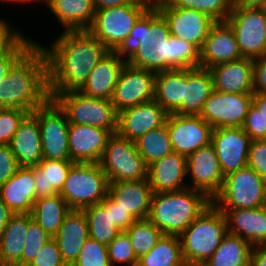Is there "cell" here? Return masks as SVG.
<instances>
[{"label": "cell", "instance_id": "23", "mask_svg": "<svg viewBox=\"0 0 266 266\" xmlns=\"http://www.w3.org/2000/svg\"><path fill=\"white\" fill-rule=\"evenodd\" d=\"M187 174V157L173 151L148 166L147 179L153 193L180 191Z\"/></svg>", "mask_w": 266, "mask_h": 266}, {"label": "cell", "instance_id": "4", "mask_svg": "<svg viewBox=\"0 0 266 266\" xmlns=\"http://www.w3.org/2000/svg\"><path fill=\"white\" fill-rule=\"evenodd\" d=\"M211 203L203 192L190 187L153 193L148 219L164 234L180 235Z\"/></svg>", "mask_w": 266, "mask_h": 266}, {"label": "cell", "instance_id": "59", "mask_svg": "<svg viewBox=\"0 0 266 266\" xmlns=\"http://www.w3.org/2000/svg\"><path fill=\"white\" fill-rule=\"evenodd\" d=\"M266 0H233V7H263Z\"/></svg>", "mask_w": 266, "mask_h": 266}, {"label": "cell", "instance_id": "27", "mask_svg": "<svg viewBox=\"0 0 266 266\" xmlns=\"http://www.w3.org/2000/svg\"><path fill=\"white\" fill-rule=\"evenodd\" d=\"M88 237V221L84 211L71 209L53 236L67 266H71L76 261Z\"/></svg>", "mask_w": 266, "mask_h": 266}, {"label": "cell", "instance_id": "35", "mask_svg": "<svg viewBox=\"0 0 266 266\" xmlns=\"http://www.w3.org/2000/svg\"><path fill=\"white\" fill-rule=\"evenodd\" d=\"M253 246L245 239L227 233L206 266H250Z\"/></svg>", "mask_w": 266, "mask_h": 266}, {"label": "cell", "instance_id": "48", "mask_svg": "<svg viewBox=\"0 0 266 266\" xmlns=\"http://www.w3.org/2000/svg\"><path fill=\"white\" fill-rule=\"evenodd\" d=\"M242 128L251 141L266 139V118L253 104L248 108Z\"/></svg>", "mask_w": 266, "mask_h": 266}, {"label": "cell", "instance_id": "49", "mask_svg": "<svg viewBox=\"0 0 266 266\" xmlns=\"http://www.w3.org/2000/svg\"><path fill=\"white\" fill-rule=\"evenodd\" d=\"M27 266H67L55 239L52 237L42 246L37 256Z\"/></svg>", "mask_w": 266, "mask_h": 266}, {"label": "cell", "instance_id": "41", "mask_svg": "<svg viewBox=\"0 0 266 266\" xmlns=\"http://www.w3.org/2000/svg\"><path fill=\"white\" fill-rule=\"evenodd\" d=\"M169 7H185L198 10L216 22L226 21L233 10V0H161Z\"/></svg>", "mask_w": 266, "mask_h": 266}, {"label": "cell", "instance_id": "31", "mask_svg": "<svg viewBox=\"0 0 266 266\" xmlns=\"http://www.w3.org/2000/svg\"><path fill=\"white\" fill-rule=\"evenodd\" d=\"M47 6L64 31L87 30L96 13L93 0H49Z\"/></svg>", "mask_w": 266, "mask_h": 266}, {"label": "cell", "instance_id": "29", "mask_svg": "<svg viewBox=\"0 0 266 266\" xmlns=\"http://www.w3.org/2000/svg\"><path fill=\"white\" fill-rule=\"evenodd\" d=\"M9 146L19 166L31 167L43 159L40 128L32 113L22 120Z\"/></svg>", "mask_w": 266, "mask_h": 266}, {"label": "cell", "instance_id": "33", "mask_svg": "<svg viewBox=\"0 0 266 266\" xmlns=\"http://www.w3.org/2000/svg\"><path fill=\"white\" fill-rule=\"evenodd\" d=\"M74 163L73 161L42 159L37 165L31 166L34 170L36 200L58 194Z\"/></svg>", "mask_w": 266, "mask_h": 266}, {"label": "cell", "instance_id": "50", "mask_svg": "<svg viewBox=\"0 0 266 266\" xmlns=\"http://www.w3.org/2000/svg\"><path fill=\"white\" fill-rule=\"evenodd\" d=\"M247 166L266 180V139L250 142Z\"/></svg>", "mask_w": 266, "mask_h": 266}, {"label": "cell", "instance_id": "2", "mask_svg": "<svg viewBox=\"0 0 266 266\" xmlns=\"http://www.w3.org/2000/svg\"><path fill=\"white\" fill-rule=\"evenodd\" d=\"M50 99L48 61L44 48L33 42L10 66L0 85V108L32 113Z\"/></svg>", "mask_w": 266, "mask_h": 266}, {"label": "cell", "instance_id": "21", "mask_svg": "<svg viewBox=\"0 0 266 266\" xmlns=\"http://www.w3.org/2000/svg\"><path fill=\"white\" fill-rule=\"evenodd\" d=\"M112 133L99 127L69 123V151L73 162L99 163Z\"/></svg>", "mask_w": 266, "mask_h": 266}, {"label": "cell", "instance_id": "26", "mask_svg": "<svg viewBox=\"0 0 266 266\" xmlns=\"http://www.w3.org/2000/svg\"><path fill=\"white\" fill-rule=\"evenodd\" d=\"M108 195L136 220L148 218L153 195L148 179L109 183Z\"/></svg>", "mask_w": 266, "mask_h": 266}, {"label": "cell", "instance_id": "28", "mask_svg": "<svg viewBox=\"0 0 266 266\" xmlns=\"http://www.w3.org/2000/svg\"><path fill=\"white\" fill-rule=\"evenodd\" d=\"M0 199L16 214L31 213L36 201L32 167L20 166L0 187Z\"/></svg>", "mask_w": 266, "mask_h": 266}, {"label": "cell", "instance_id": "45", "mask_svg": "<svg viewBox=\"0 0 266 266\" xmlns=\"http://www.w3.org/2000/svg\"><path fill=\"white\" fill-rule=\"evenodd\" d=\"M33 40L24 38L18 33L4 48L0 50V85L9 74L12 63L33 43Z\"/></svg>", "mask_w": 266, "mask_h": 266}, {"label": "cell", "instance_id": "11", "mask_svg": "<svg viewBox=\"0 0 266 266\" xmlns=\"http://www.w3.org/2000/svg\"><path fill=\"white\" fill-rule=\"evenodd\" d=\"M32 114L40 128L43 159L71 161L66 113L53 99H49Z\"/></svg>", "mask_w": 266, "mask_h": 266}, {"label": "cell", "instance_id": "57", "mask_svg": "<svg viewBox=\"0 0 266 266\" xmlns=\"http://www.w3.org/2000/svg\"><path fill=\"white\" fill-rule=\"evenodd\" d=\"M133 0H93L96 10L112 8L131 3Z\"/></svg>", "mask_w": 266, "mask_h": 266}, {"label": "cell", "instance_id": "54", "mask_svg": "<svg viewBox=\"0 0 266 266\" xmlns=\"http://www.w3.org/2000/svg\"><path fill=\"white\" fill-rule=\"evenodd\" d=\"M7 24L6 21L0 19V50L4 48L18 33Z\"/></svg>", "mask_w": 266, "mask_h": 266}, {"label": "cell", "instance_id": "32", "mask_svg": "<svg viewBox=\"0 0 266 266\" xmlns=\"http://www.w3.org/2000/svg\"><path fill=\"white\" fill-rule=\"evenodd\" d=\"M27 230L28 213L14 214L0 240V266H22Z\"/></svg>", "mask_w": 266, "mask_h": 266}, {"label": "cell", "instance_id": "46", "mask_svg": "<svg viewBox=\"0 0 266 266\" xmlns=\"http://www.w3.org/2000/svg\"><path fill=\"white\" fill-rule=\"evenodd\" d=\"M29 113L22 109L0 108V144H9L20 123Z\"/></svg>", "mask_w": 266, "mask_h": 266}, {"label": "cell", "instance_id": "37", "mask_svg": "<svg viewBox=\"0 0 266 266\" xmlns=\"http://www.w3.org/2000/svg\"><path fill=\"white\" fill-rule=\"evenodd\" d=\"M87 221L89 237L99 243L108 245L122 231L110 217V196L107 195L99 204L83 209Z\"/></svg>", "mask_w": 266, "mask_h": 266}, {"label": "cell", "instance_id": "9", "mask_svg": "<svg viewBox=\"0 0 266 266\" xmlns=\"http://www.w3.org/2000/svg\"><path fill=\"white\" fill-rule=\"evenodd\" d=\"M212 203L218 209L260 208L266 205V180L245 166L225 176Z\"/></svg>", "mask_w": 266, "mask_h": 266}, {"label": "cell", "instance_id": "64", "mask_svg": "<svg viewBox=\"0 0 266 266\" xmlns=\"http://www.w3.org/2000/svg\"><path fill=\"white\" fill-rule=\"evenodd\" d=\"M152 4L160 0H149Z\"/></svg>", "mask_w": 266, "mask_h": 266}, {"label": "cell", "instance_id": "22", "mask_svg": "<svg viewBox=\"0 0 266 266\" xmlns=\"http://www.w3.org/2000/svg\"><path fill=\"white\" fill-rule=\"evenodd\" d=\"M240 58L242 54L233 29L226 21L216 22L200 50V67L209 69Z\"/></svg>", "mask_w": 266, "mask_h": 266}, {"label": "cell", "instance_id": "61", "mask_svg": "<svg viewBox=\"0 0 266 266\" xmlns=\"http://www.w3.org/2000/svg\"><path fill=\"white\" fill-rule=\"evenodd\" d=\"M187 266H206L204 264H192V265H187Z\"/></svg>", "mask_w": 266, "mask_h": 266}, {"label": "cell", "instance_id": "58", "mask_svg": "<svg viewBox=\"0 0 266 266\" xmlns=\"http://www.w3.org/2000/svg\"><path fill=\"white\" fill-rule=\"evenodd\" d=\"M252 104L266 118V94H253Z\"/></svg>", "mask_w": 266, "mask_h": 266}, {"label": "cell", "instance_id": "16", "mask_svg": "<svg viewBox=\"0 0 266 266\" xmlns=\"http://www.w3.org/2000/svg\"><path fill=\"white\" fill-rule=\"evenodd\" d=\"M167 131L173 151L188 157L211 143L212 127L200 116L168 114Z\"/></svg>", "mask_w": 266, "mask_h": 266}, {"label": "cell", "instance_id": "63", "mask_svg": "<svg viewBox=\"0 0 266 266\" xmlns=\"http://www.w3.org/2000/svg\"><path fill=\"white\" fill-rule=\"evenodd\" d=\"M35 1H36V2H37V1H39V2H40V1H41V2H42V1H43V2H48L49 0H34V2H35Z\"/></svg>", "mask_w": 266, "mask_h": 266}, {"label": "cell", "instance_id": "56", "mask_svg": "<svg viewBox=\"0 0 266 266\" xmlns=\"http://www.w3.org/2000/svg\"><path fill=\"white\" fill-rule=\"evenodd\" d=\"M15 213L0 199V240L6 225Z\"/></svg>", "mask_w": 266, "mask_h": 266}, {"label": "cell", "instance_id": "55", "mask_svg": "<svg viewBox=\"0 0 266 266\" xmlns=\"http://www.w3.org/2000/svg\"><path fill=\"white\" fill-rule=\"evenodd\" d=\"M250 266H266V245L253 246Z\"/></svg>", "mask_w": 266, "mask_h": 266}, {"label": "cell", "instance_id": "1", "mask_svg": "<svg viewBox=\"0 0 266 266\" xmlns=\"http://www.w3.org/2000/svg\"><path fill=\"white\" fill-rule=\"evenodd\" d=\"M44 48L48 61L50 99L78 91L95 65L110 51L88 30L64 31Z\"/></svg>", "mask_w": 266, "mask_h": 266}, {"label": "cell", "instance_id": "18", "mask_svg": "<svg viewBox=\"0 0 266 266\" xmlns=\"http://www.w3.org/2000/svg\"><path fill=\"white\" fill-rule=\"evenodd\" d=\"M251 139L242 127H219L212 130L211 144L216 150L224 176L247 166Z\"/></svg>", "mask_w": 266, "mask_h": 266}, {"label": "cell", "instance_id": "40", "mask_svg": "<svg viewBox=\"0 0 266 266\" xmlns=\"http://www.w3.org/2000/svg\"><path fill=\"white\" fill-rule=\"evenodd\" d=\"M125 232L138 259L147 254L164 235L148 218L136 220Z\"/></svg>", "mask_w": 266, "mask_h": 266}, {"label": "cell", "instance_id": "12", "mask_svg": "<svg viewBox=\"0 0 266 266\" xmlns=\"http://www.w3.org/2000/svg\"><path fill=\"white\" fill-rule=\"evenodd\" d=\"M226 22L234 31L242 57L257 58L266 49V11L263 7H233Z\"/></svg>", "mask_w": 266, "mask_h": 266}, {"label": "cell", "instance_id": "30", "mask_svg": "<svg viewBox=\"0 0 266 266\" xmlns=\"http://www.w3.org/2000/svg\"><path fill=\"white\" fill-rule=\"evenodd\" d=\"M213 91V78L208 68H187L184 101L173 113L199 116L204 103Z\"/></svg>", "mask_w": 266, "mask_h": 266}, {"label": "cell", "instance_id": "60", "mask_svg": "<svg viewBox=\"0 0 266 266\" xmlns=\"http://www.w3.org/2000/svg\"><path fill=\"white\" fill-rule=\"evenodd\" d=\"M32 1L34 2V0H16L17 3L18 2L19 3H26V2L29 3V2H32Z\"/></svg>", "mask_w": 266, "mask_h": 266}, {"label": "cell", "instance_id": "3", "mask_svg": "<svg viewBox=\"0 0 266 266\" xmlns=\"http://www.w3.org/2000/svg\"><path fill=\"white\" fill-rule=\"evenodd\" d=\"M151 28L153 35L148 44H134L125 53L127 64L156 73L200 67V50L192 43L172 36L166 20L153 5Z\"/></svg>", "mask_w": 266, "mask_h": 266}, {"label": "cell", "instance_id": "43", "mask_svg": "<svg viewBox=\"0 0 266 266\" xmlns=\"http://www.w3.org/2000/svg\"><path fill=\"white\" fill-rule=\"evenodd\" d=\"M107 249L111 266H114V263L137 266L138 258L134 253L130 238L125 231H122L116 236L107 245Z\"/></svg>", "mask_w": 266, "mask_h": 266}, {"label": "cell", "instance_id": "5", "mask_svg": "<svg viewBox=\"0 0 266 266\" xmlns=\"http://www.w3.org/2000/svg\"><path fill=\"white\" fill-rule=\"evenodd\" d=\"M227 234L224 213L211 203L180 235L186 265L204 264Z\"/></svg>", "mask_w": 266, "mask_h": 266}, {"label": "cell", "instance_id": "13", "mask_svg": "<svg viewBox=\"0 0 266 266\" xmlns=\"http://www.w3.org/2000/svg\"><path fill=\"white\" fill-rule=\"evenodd\" d=\"M153 6L166 20L172 36L192 43L199 50L216 23L210 16L192 8L169 7L161 0L153 3Z\"/></svg>", "mask_w": 266, "mask_h": 266}, {"label": "cell", "instance_id": "38", "mask_svg": "<svg viewBox=\"0 0 266 266\" xmlns=\"http://www.w3.org/2000/svg\"><path fill=\"white\" fill-rule=\"evenodd\" d=\"M137 266H187L179 235L164 234L147 254L138 259Z\"/></svg>", "mask_w": 266, "mask_h": 266}, {"label": "cell", "instance_id": "25", "mask_svg": "<svg viewBox=\"0 0 266 266\" xmlns=\"http://www.w3.org/2000/svg\"><path fill=\"white\" fill-rule=\"evenodd\" d=\"M227 221V233L247 240L252 246L266 245V205L260 208L219 209Z\"/></svg>", "mask_w": 266, "mask_h": 266}, {"label": "cell", "instance_id": "62", "mask_svg": "<svg viewBox=\"0 0 266 266\" xmlns=\"http://www.w3.org/2000/svg\"><path fill=\"white\" fill-rule=\"evenodd\" d=\"M0 1H2V2H4V1H6V2H15L16 3V0H0Z\"/></svg>", "mask_w": 266, "mask_h": 266}, {"label": "cell", "instance_id": "42", "mask_svg": "<svg viewBox=\"0 0 266 266\" xmlns=\"http://www.w3.org/2000/svg\"><path fill=\"white\" fill-rule=\"evenodd\" d=\"M52 238L28 213V230L26 232L25 246L22 251V266H27Z\"/></svg>", "mask_w": 266, "mask_h": 266}, {"label": "cell", "instance_id": "17", "mask_svg": "<svg viewBox=\"0 0 266 266\" xmlns=\"http://www.w3.org/2000/svg\"><path fill=\"white\" fill-rule=\"evenodd\" d=\"M187 172L190 173L192 180L190 187L203 192L210 200L221 191L225 176L211 143L187 157Z\"/></svg>", "mask_w": 266, "mask_h": 266}, {"label": "cell", "instance_id": "51", "mask_svg": "<svg viewBox=\"0 0 266 266\" xmlns=\"http://www.w3.org/2000/svg\"><path fill=\"white\" fill-rule=\"evenodd\" d=\"M19 167L9 144H0V187L16 173Z\"/></svg>", "mask_w": 266, "mask_h": 266}, {"label": "cell", "instance_id": "6", "mask_svg": "<svg viewBox=\"0 0 266 266\" xmlns=\"http://www.w3.org/2000/svg\"><path fill=\"white\" fill-rule=\"evenodd\" d=\"M152 5L149 0H133L129 4L96 10L87 30L110 51H119L127 43L134 24Z\"/></svg>", "mask_w": 266, "mask_h": 266}, {"label": "cell", "instance_id": "24", "mask_svg": "<svg viewBox=\"0 0 266 266\" xmlns=\"http://www.w3.org/2000/svg\"><path fill=\"white\" fill-rule=\"evenodd\" d=\"M214 90L225 93H253V59L242 57L209 68Z\"/></svg>", "mask_w": 266, "mask_h": 266}, {"label": "cell", "instance_id": "7", "mask_svg": "<svg viewBox=\"0 0 266 266\" xmlns=\"http://www.w3.org/2000/svg\"><path fill=\"white\" fill-rule=\"evenodd\" d=\"M109 181L99 163L75 162L59 194L70 209L83 210L99 204L108 195Z\"/></svg>", "mask_w": 266, "mask_h": 266}, {"label": "cell", "instance_id": "36", "mask_svg": "<svg viewBox=\"0 0 266 266\" xmlns=\"http://www.w3.org/2000/svg\"><path fill=\"white\" fill-rule=\"evenodd\" d=\"M65 199L58 193L53 196L37 199L31 216L50 236H54L63 224L70 211Z\"/></svg>", "mask_w": 266, "mask_h": 266}, {"label": "cell", "instance_id": "10", "mask_svg": "<svg viewBox=\"0 0 266 266\" xmlns=\"http://www.w3.org/2000/svg\"><path fill=\"white\" fill-rule=\"evenodd\" d=\"M109 183L147 179L148 167L135 141L112 134L99 161Z\"/></svg>", "mask_w": 266, "mask_h": 266}, {"label": "cell", "instance_id": "20", "mask_svg": "<svg viewBox=\"0 0 266 266\" xmlns=\"http://www.w3.org/2000/svg\"><path fill=\"white\" fill-rule=\"evenodd\" d=\"M123 57L125 54L120 51H109L95 65L78 91L89 97L111 100L121 71L127 63Z\"/></svg>", "mask_w": 266, "mask_h": 266}, {"label": "cell", "instance_id": "8", "mask_svg": "<svg viewBox=\"0 0 266 266\" xmlns=\"http://www.w3.org/2000/svg\"><path fill=\"white\" fill-rule=\"evenodd\" d=\"M53 100L66 113L68 122L109 130H118V112L110 99L89 97L80 91L58 93Z\"/></svg>", "mask_w": 266, "mask_h": 266}, {"label": "cell", "instance_id": "47", "mask_svg": "<svg viewBox=\"0 0 266 266\" xmlns=\"http://www.w3.org/2000/svg\"><path fill=\"white\" fill-rule=\"evenodd\" d=\"M152 35L150 7L134 24L127 43L119 51L125 54L134 44H148Z\"/></svg>", "mask_w": 266, "mask_h": 266}, {"label": "cell", "instance_id": "52", "mask_svg": "<svg viewBox=\"0 0 266 266\" xmlns=\"http://www.w3.org/2000/svg\"><path fill=\"white\" fill-rule=\"evenodd\" d=\"M253 94H266V55L253 59Z\"/></svg>", "mask_w": 266, "mask_h": 266}, {"label": "cell", "instance_id": "19", "mask_svg": "<svg viewBox=\"0 0 266 266\" xmlns=\"http://www.w3.org/2000/svg\"><path fill=\"white\" fill-rule=\"evenodd\" d=\"M167 115L155 100L126 108L118 113L117 133L136 141L144 133L163 125Z\"/></svg>", "mask_w": 266, "mask_h": 266}, {"label": "cell", "instance_id": "39", "mask_svg": "<svg viewBox=\"0 0 266 266\" xmlns=\"http://www.w3.org/2000/svg\"><path fill=\"white\" fill-rule=\"evenodd\" d=\"M135 144L147 167L173 152L166 121L160 127L144 133Z\"/></svg>", "mask_w": 266, "mask_h": 266}, {"label": "cell", "instance_id": "14", "mask_svg": "<svg viewBox=\"0 0 266 266\" xmlns=\"http://www.w3.org/2000/svg\"><path fill=\"white\" fill-rule=\"evenodd\" d=\"M253 93H225L214 90L204 103L200 117L211 125L219 127H242Z\"/></svg>", "mask_w": 266, "mask_h": 266}, {"label": "cell", "instance_id": "53", "mask_svg": "<svg viewBox=\"0 0 266 266\" xmlns=\"http://www.w3.org/2000/svg\"><path fill=\"white\" fill-rule=\"evenodd\" d=\"M110 217L113 223L121 230L126 231L136 219L116 201L110 197Z\"/></svg>", "mask_w": 266, "mask_h": 266}, {"label": "cell", "instance_id": "44", "mask_svg": "<svg viewBox=\"0 0 266 266\" xmlns=\"http://www.w3.org/2000/svg\"><path fill=\"white\" fill-rule=\"evenodd\" d=\"M71 266H111L107 246L88 237Z\"/></svg>", "mask_w": 266, "mask_h": 266}, {"label": "cell", "instance_id": "34", "mask_svg": "<svg viewBox=\"0 0 266 266\" xmlns=\"http://www.w3.org/2000/svg\"><path fill=\"white\" fill-rule=\"evenodd\" d=\"M184 85H186V69L158 72L154 100L171 114L184 101Z\"/></svg>", "mask_w": 266, "mask_h": 266}, {"label": "cell", "instance_id": "15", "mask_svg": "<svg viewBox=\"0 0 266 266\" xmlns=\"http://www.w3.org/2000/svg\"><path fill=\"white\" fill-rule=\"evenodd\" d=\"M156 74L126 63L111 99L116 111L119 113L126 108L154 100Z\"/></svg>", "mask_w": 266, "mask_h": 266}]
</instances>
